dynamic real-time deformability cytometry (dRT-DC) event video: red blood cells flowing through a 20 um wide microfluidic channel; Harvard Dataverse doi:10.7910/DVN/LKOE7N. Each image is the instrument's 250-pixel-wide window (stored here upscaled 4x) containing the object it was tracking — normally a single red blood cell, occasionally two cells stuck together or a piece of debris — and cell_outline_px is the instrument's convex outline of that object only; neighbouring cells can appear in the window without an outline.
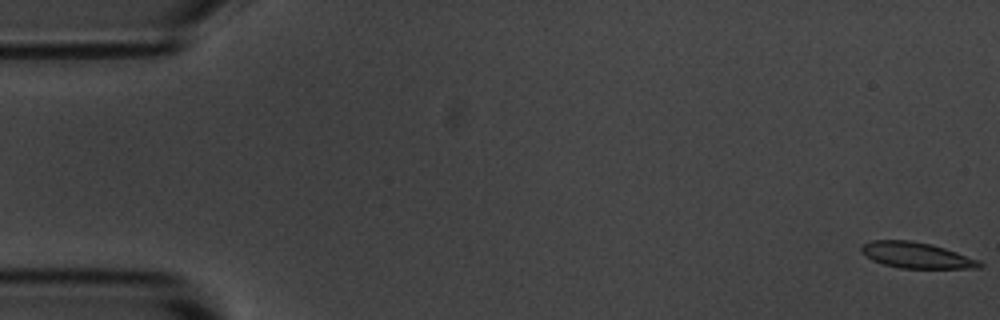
{"species": "common noctule bat (a hibernating species)", "species_latin": "Nyctalus noctula", "temperature_condition": "room temperature", "stored_images_in_passage": 5, "camera_frame_rate_fps": 3000, "um_per_image_px": 0.085, "animal": {"sex": "male", "body_mass_g": 20.1, "forearm_length_mm": 53.5}, "frame": {"image": 1, "passage_image": 1, "time_ms": 0.0, "image_size_px": [1000, 320], "cell_outline_px": [[984, 264], [980, 268], [900, 268], [884, 264], [872, 260], [860, 252], [860, 244], [872, 240], [908, 240], [932, 244], [980, 260]], "centroid_in_image_um": [77.87, 21.69], "position_along_channel_um": 7.1, "area_um2": 17.92}}
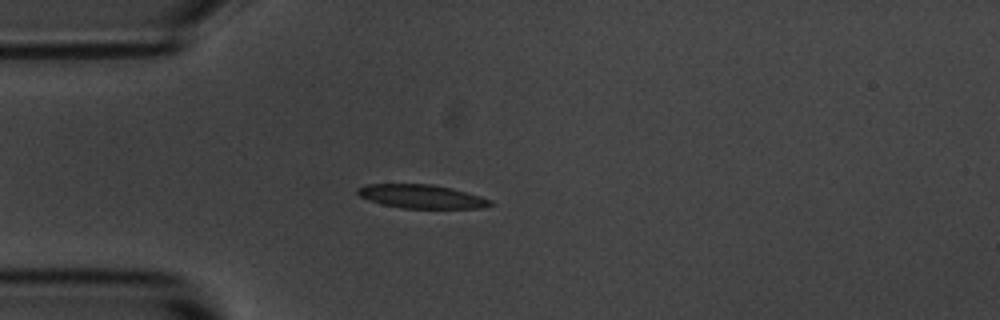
{"frame": {"image": 2, "passage_image": 5, "time_ms": 4.667, "image_size_px": [1000, 320], "cell_outline_px": [[492, 204], [480, 208], [400, 208], [368, 200], [360, 196], [356, 192], [356, 188], [368, 184], [432, 184], [452, 188], [480, 196], [492, 200]], "centroid_in_image_um": [35.81, 16.69], "position_along_channel_um": 49.2, "area_um2": 18.21}}